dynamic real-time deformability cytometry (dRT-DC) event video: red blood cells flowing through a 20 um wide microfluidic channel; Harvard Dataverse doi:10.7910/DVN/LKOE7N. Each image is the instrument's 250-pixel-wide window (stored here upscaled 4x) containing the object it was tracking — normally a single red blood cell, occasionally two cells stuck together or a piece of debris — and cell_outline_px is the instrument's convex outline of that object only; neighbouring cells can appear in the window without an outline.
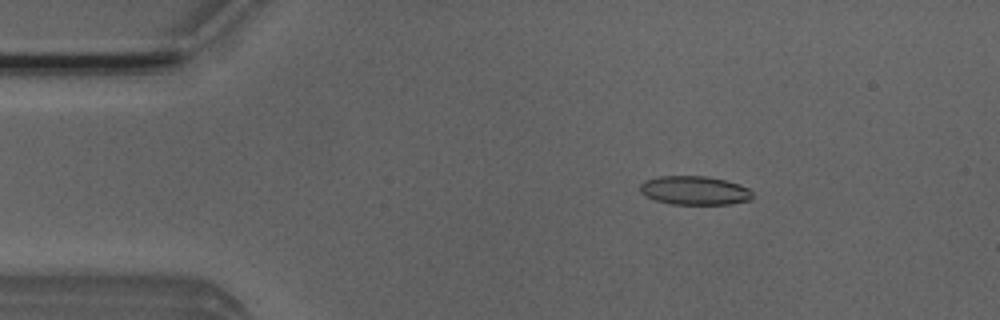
{"species": "Egyptian fruit bat (a non-hibernating species)", "species_latin": "Rousettus aegyptiacus", "temperature_condition": "room temperature", "stored_images_in_passage": 47, "camera_frame_rate_fps": 3000, "um_per_image_px": 0.085, "animal": {"sex": "male"}, "frame": {"image": 1, "passage_image": 4, "time_ms": 1.0, "image_size_px": [1000, 320], "cell_outline_px": [[752, 200], [728, 204], [672, 204], [656, 200], [644, 196], [640, 192], [640, 184], [644, 180], [660, 176], [708, 176], [740, 184], [748, 188], [752, 192]], "centroid_in_image_um": [59.03, 16.18], "position_along_channel_um": 26.0, "area_um2": 18.96}}
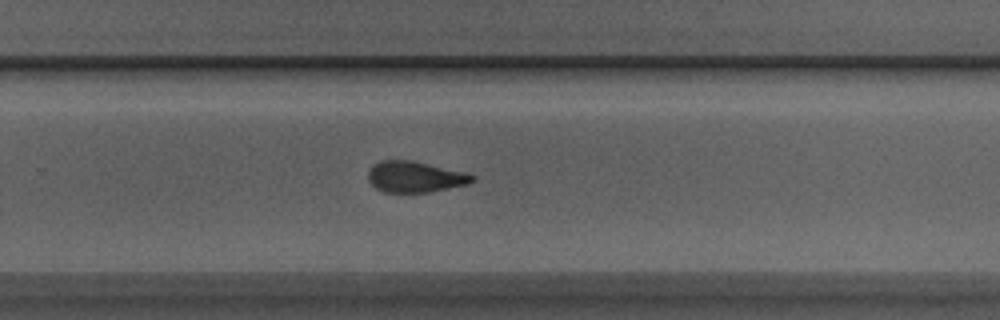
{"frame": {"image": 2, "passage_image": 29, "time_ms": 9.333, "image_size_px": [1000, 320], "cell_outline_px": [[476, 180], [468, 184], [428, 192], [384, 192], [376, 188], [368, 180], [368, 172], [380, 160], [408, 160], [464, 172], [476, 176]], "centroid_in_image_um": [35.28, 15.04], "position_along_channel_um": 294.5, "area_um2": 18.5}}
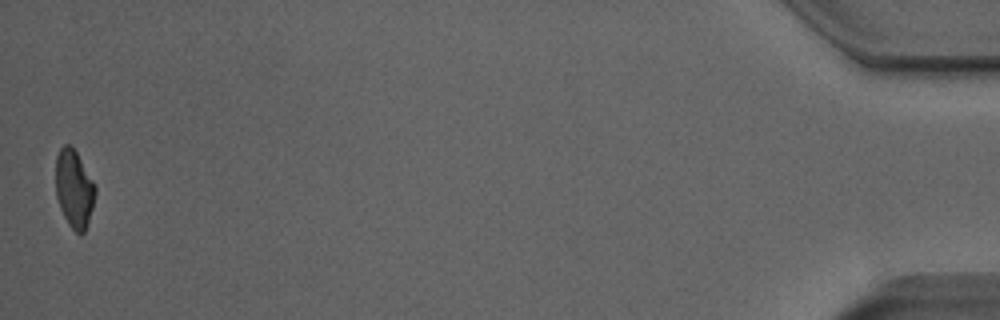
{"frame": {"image": 3, "passage_image": 47, "time_ms": 15.333, "image_size_px": [1000, 320], "cell_outline_px": [[96, 192], [92, 208], [84, 232], [80, 236], [68, 224], [60, 208], [56, 196], [56, 156], [60, 148], [64, 144], [68, 144], [76, 152], [96, 184]], "centroid_in_image_um": [6.3, 16.04], "position_along_channel_um": 428.9, "area_um2": 17.92}, "authors_computed_cell_mechanics": {"area_um2": 19.2474, "velocity_mm_per_s": 3.942, "shape_relaxation_time_tau1_ms": 9.1928, "shape_relaxation_time_tau2_ms": 2.2593, "deformation_change_tau1": 0.1925, "deformation_change_tau2": 0.107}}